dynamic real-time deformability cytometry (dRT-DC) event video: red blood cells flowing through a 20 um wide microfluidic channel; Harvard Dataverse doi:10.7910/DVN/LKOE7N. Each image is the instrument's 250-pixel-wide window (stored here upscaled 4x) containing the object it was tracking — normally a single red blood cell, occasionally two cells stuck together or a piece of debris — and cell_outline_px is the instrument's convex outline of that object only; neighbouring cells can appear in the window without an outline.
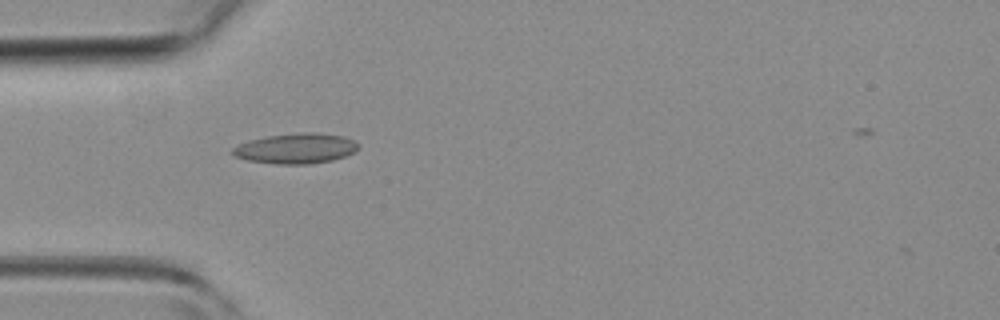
{"species": "common noctule bat (a hibernating species)", "species_latin": "Nyctalus noctula", "temperature_condition": "room temperature", "stored_images_in_passage": 2, "camera_frame_rate_fps": 3000, "um_per_image_px": 0.085, "animal": {"sex": "female", "body_mass_g": 19.3, "forearm_length_mm": 54.1}, "frame": {"image": 1, "passage_image": 1, "time_ms": 0.0, "image_size_px": [1000, 320], "cell_outline_px": [[356, 148], [352, 152], [344, 156], [332, 160], [308, 164], [276, 164], [248, 160], [236, 156], [232, 152], [232, 148], [248, 140], [268, 136], [300, 132], [316, 132], [344, 136], [352, 140], [356, 144]], "centroid_in_image_um": [25.12, 12.61], "position_along_channel_um": 59.9, "area_um2": 21.85}}
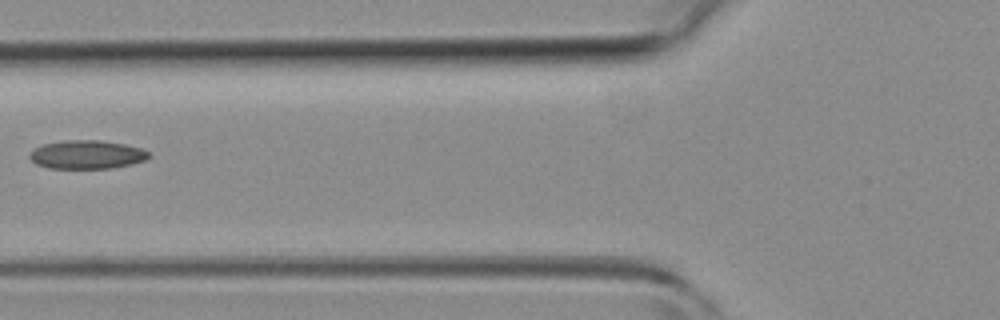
{"frame": {"image": 2, "passage_image": 2, "time_ms": 1.333, "image_size_px": [1000, 320], "cell_outline_px": [[152, 156], [144, 160], [132, 164], [112, 168], [48, 168], [36, 164], [28, 156], [36, 148], [44, 144], [68, 140], [100, 140], [124, 144], [140, 148], [148, 152]], "centroid_in_image_um": [7.41, 13.14], "position_along_channel_um": 118.4, "area_um2": 19.65}}